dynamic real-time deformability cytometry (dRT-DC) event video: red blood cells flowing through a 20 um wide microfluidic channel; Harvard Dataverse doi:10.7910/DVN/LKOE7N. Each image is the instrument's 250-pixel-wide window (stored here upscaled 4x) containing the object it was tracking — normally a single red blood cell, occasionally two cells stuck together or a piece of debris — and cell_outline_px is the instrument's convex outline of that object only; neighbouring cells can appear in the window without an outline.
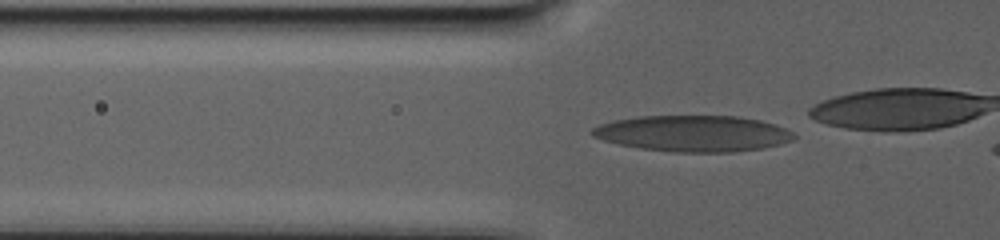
{"species": "human", "species_latin": "Homo sapiens", "temperature_condition": "warm", "stored_images_in_passage": 55, "camera_frame_rate_fps": 3000, "um_per_image_px": 0.085, "donor": {"sex": "male"}, "frame": {"image": 1, "passage_image": 11, "time_ms": 3.333, "image_size_px": [1000, 240], "cell_outline_px": [[796, 136], [792, 140], [780, 144], [760, 148], [732, 152], [672, 152], [640, 148], [620, 144], [604, 140], [592, 136], [588, 132], [592, 128], [600, 124], [612, 120], [636, 116], [740, 116], [760, 120], [776, 124], [792, 132]], "centroid_in_image_um": [58.89, 11.34], "position_along_channel_um": 66.9, "area_um2": 42.6}}
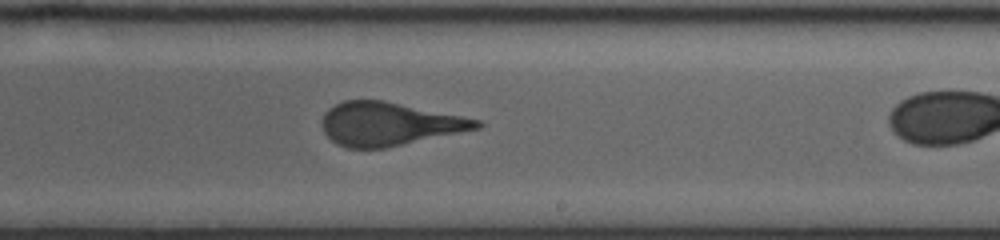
{"frame": {"image": 2, "passage_image": 37, "time_ms": 12.0, "image_size_px": [1000, 240], "cell_outline_px": [[484, 124], [480, 128], [384, 148], [348, 148], [336, 144], [324, 132], [324, 112], [328, 108], [344, 100], [384, 100], [480, 120]], "centroid_in_image_um": [33.07, 10.53], "position_along_channel_um": 255.9, "area_um2": 38.55}}
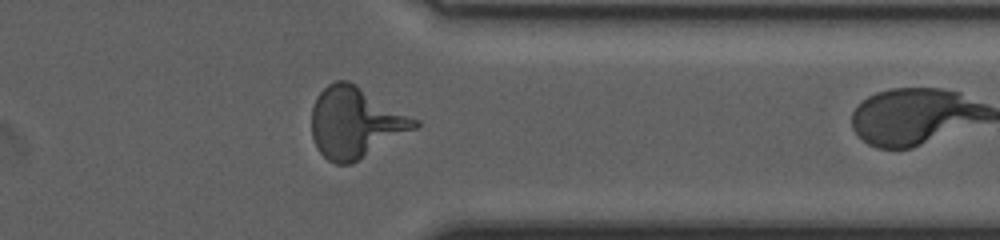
{"frame": {"image": 3, "passage_image": 54, "time_ms": 17.667, "image_size_px": [1000, 240], "cell_outline_px": [[420, 124], [416, 128], [352, 164], [336, 164], [328, 160], [316, 148], [312, 136], [312, 108], [316, 96], [328, 84], [336, 80], [348, 80], [356, 84], [420, 120]], "centroid_in_image_um": [30.2, 10.41], "position_along_channel_um": 381.2, "area_um2": 42.6}}